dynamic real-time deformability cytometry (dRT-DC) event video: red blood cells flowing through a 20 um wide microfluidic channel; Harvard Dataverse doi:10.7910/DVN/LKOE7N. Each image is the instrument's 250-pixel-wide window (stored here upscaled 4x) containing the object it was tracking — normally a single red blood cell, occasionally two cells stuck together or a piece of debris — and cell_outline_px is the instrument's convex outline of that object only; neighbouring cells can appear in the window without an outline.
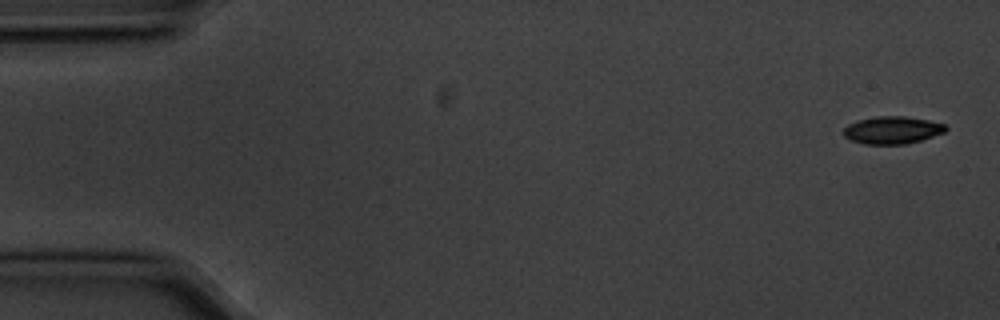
{"species": "common noctule bat (a hibernating species)", "species_latin": "Nyctalus noctula", "temperature_condition": "cold", "stored_images_in_passage": 4, "camera_frame_rate_fps": 3000, "um_per_image_px": 0.085, "animal": {"sex": "male", "body_mass_g": 20.1, "forearm_length_mm": 53.5}, "frame": {"image": 1, "passage_image": 1, "time_ms": 0.0, "image_size_px": [1000, 320], "cell_outline_px": [[948, 128], [944, 132], [920, 140], [904, 144], [864, 144], [852, 140], [844, 136], [844, 128], [848, 124], [856, 120], [876, 116], [904, 116], [928, 120], [944, 124]], "centroid_in_image_um": [75.82, 11.05], "position_along_channel_um": 9.2, "area_um2": 16.24}}